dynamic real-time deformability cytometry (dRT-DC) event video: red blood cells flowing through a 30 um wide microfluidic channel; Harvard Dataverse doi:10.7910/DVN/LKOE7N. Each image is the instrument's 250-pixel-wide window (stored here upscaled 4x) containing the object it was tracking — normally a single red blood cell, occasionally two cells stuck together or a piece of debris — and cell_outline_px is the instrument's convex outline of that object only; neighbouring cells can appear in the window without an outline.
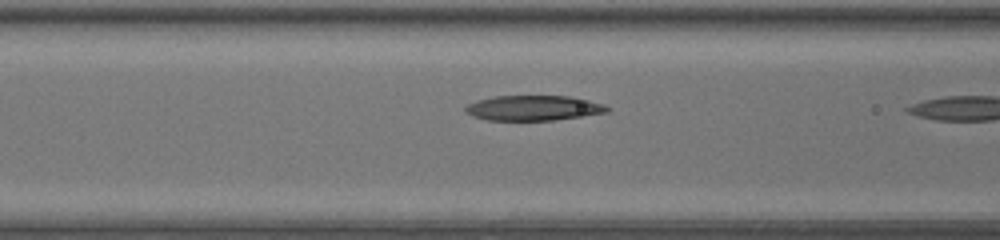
{"species": "common noctule bat (a hibernating species)", "species_latin": "Nyctalus noctula", "temperature_condition": "warm", "stored_images_in_passage": 7, "camera_frame_rate_fps": 3000, "um_per_image_px": 0.085, "animal": {"sex": "female", "body_mass_g": 17.0, "forearm_length_mm": 48.0}, "frame": {"image": 1, "passage_image": 6, "time_ms": 1.667, "image_size_px": [1000, 240], "cell_outline_px": [[608, 112], [552, 120], [488, 120], [476, 116], [468, 112], [464, 108], [468, 104], [480, 100], [496, 96], [568, 96], [588, 100], [604, 104], [608, 108]], "centroid_in_image_um": [45.37, 9.17], "position_along_channel_um": 121.2, "area_um2": 20.23}}